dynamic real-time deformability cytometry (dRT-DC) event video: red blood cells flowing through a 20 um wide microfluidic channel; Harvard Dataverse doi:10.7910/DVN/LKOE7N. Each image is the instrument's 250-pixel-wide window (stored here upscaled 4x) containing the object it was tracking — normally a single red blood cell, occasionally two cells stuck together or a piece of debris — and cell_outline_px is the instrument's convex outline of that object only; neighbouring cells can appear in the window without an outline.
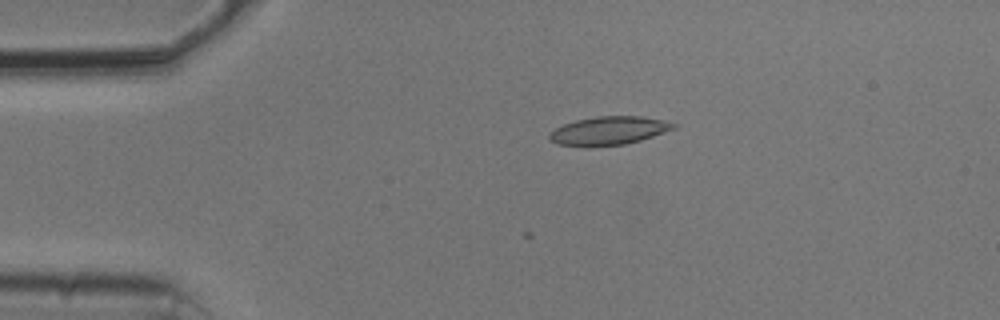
{"species": "common noctule bat (a hibernating species)", "species_latin": "Nyctalus noctula", "temperature_condition": "cold", "stored_images_in_passage": 2, "camera_frame_rate_fps": 3000, "um_per_image_px": 0.085, "animal": {"sex": "male", "body_mass_g": 20.5, "forearm_length_mm": 52.5}, "frame": {"image": 1, "passage_image": 2, "time_ms": 0.333, "image_size_px": [1000, 320], "cell_outline_px": [[676, 128], [640, 140], [624, 144], [556, 144], [548, 140], [548, 136], [556, 128], [564, 124], [576, 120], [596, 116], [640, 116], [660, 120], [676, 124]], "centroid_in_image_um": [51.75, 11.07], "position_along_channel_um": 33.2, "area_um2": 19.65}}